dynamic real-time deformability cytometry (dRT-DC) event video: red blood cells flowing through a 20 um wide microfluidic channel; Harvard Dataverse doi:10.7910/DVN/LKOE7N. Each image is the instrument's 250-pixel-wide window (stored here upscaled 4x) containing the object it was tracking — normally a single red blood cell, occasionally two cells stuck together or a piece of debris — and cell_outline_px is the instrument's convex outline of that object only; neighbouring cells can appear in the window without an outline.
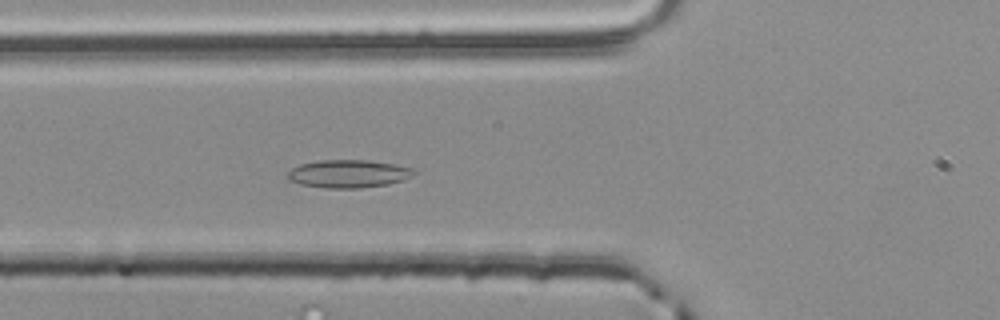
{"species": "common noctule bat (a hibernating species)", "species_latin": "Nyctalus noctula", "temperature_condition": "room temperature", "stored_images_in_passage": 54, "camera_frame_rate_fps": 3000, "um_per_image_px": 0.085, "animal": {"sex": "male", "body_mass_g": 20.4}, "frame": {"image": 1, "passage_image": 20, "time_ms": 6.333, "image_size_px": [1000, 320], "cell_outline_px": [[416, 172], [412, 176], [404, 180], [388, 184], [360, 188], [324, 188], [300, 184], [288, 180], [288, 172], [292, 168], [300, 164], [320, 160], [368, 160], [416, 168]], "centroid_in_image_um": [29.63, 14.77], "position_along_channel_um": 96.2, "area_um2": 20.63}}
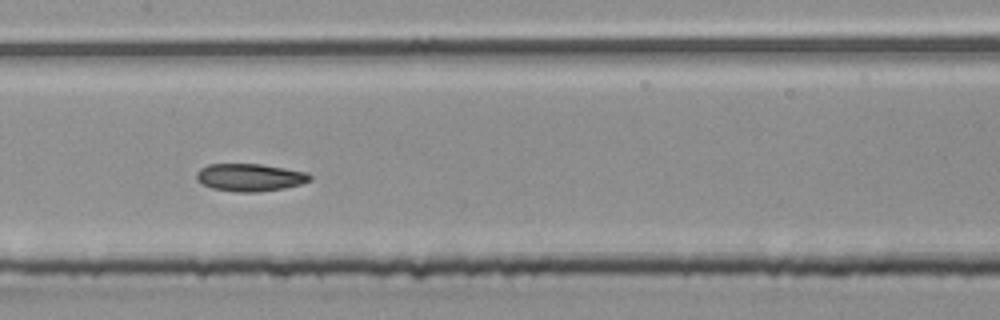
{"frame": {"image": 2, "passage_image": 27, "time_ms": 8.667, "image_size_px": [1000, 320], "cell_outline_px": [[312, 180], [300, 184], [284, 188], [256, 192], [236, 192], [212, 188], [196, 180], [196, 172], [200, 168], [208, 164], [260, 164], [308, 172], [312, 176]], "centroid_in_image_um": [21.24, 15.07], "position_along_channel_um": 186.2, "area_um2": 18.26}}
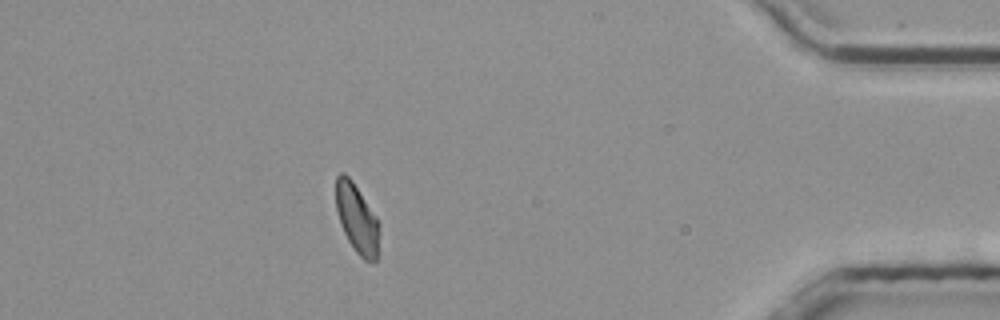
{"frame": {"image": 3, "passage_image": 48, "time_ms": 15.667, "image_size_px": [1000, 320], "cell_outline_px": [[380, 232], [376, 260], [372, 264], [364, 260], [356, 252], [348, 240], [340, 224], [336, 208], [336, 176], [340, 172], [344, 172], [352, 180], [376, 216], [380, 224]], "centroid_in_image_um": [30.35, 18.6], "position_along_channel_um": 404.8, "area_um2": 17.63}, "authors_computed_cell_mechanics": {"area_um2": 18.2648, "velocity_mm_per_s": 3.8415, "shape_relaxation_time_tau1_ms": null, "shape_relaxation_time_tau2_ms": 3.7471, "deformation_change_tau1": null, "deformation_change_tau2": 0.0766}}